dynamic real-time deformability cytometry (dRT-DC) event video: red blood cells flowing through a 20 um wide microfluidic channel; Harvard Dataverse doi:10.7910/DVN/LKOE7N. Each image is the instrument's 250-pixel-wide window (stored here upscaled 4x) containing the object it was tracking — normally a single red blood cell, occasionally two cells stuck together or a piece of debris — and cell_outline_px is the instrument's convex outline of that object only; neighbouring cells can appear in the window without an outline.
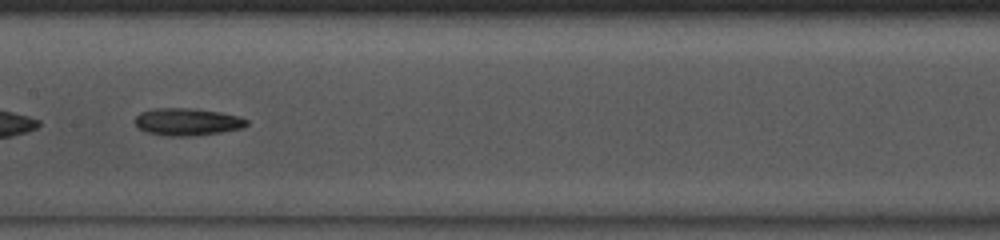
{"species": "common noctule bat (a hibernating species)", "species_latin": "Nyctalus noctula", "temperature_condition": "room temperature", "stored_images_in_passage": 42, "camera_frame_rate_fps": 3000, "um_per_image_px": 0.085, "animal": {"sex": "male", "body_mass_g": 13.0, "forearm_length_mm": 53.1}, "frame": {"image": 1, "passage_image": 19, "time_ms": 6.0, "image_size_px": [1000, 240], "cell_outline_px": [[248, 124], [244, 128], [220, 132], [192, 136], [168, 136], [148, 132], [136, 128], [136, 116], [140, 112], [152, 108], [192, 108], [220, 112], [240, 116], [248, 120]], "centroid_in_image_um": [15.93, 10.35], "position_along_channel_um": 191.5, "area_um2": 17.92}, "authors_computed_cell_mechanics": {"area_um2": 17.3978, "velocity_mm_per_s": 4.1047, "shape_relaxation_time_tau1_ms": 7.9087, "shape_relaxation_time_tau2_ms": null, "deformation_change_tau1": 0.1788, "deformation_change_tau2": null}}